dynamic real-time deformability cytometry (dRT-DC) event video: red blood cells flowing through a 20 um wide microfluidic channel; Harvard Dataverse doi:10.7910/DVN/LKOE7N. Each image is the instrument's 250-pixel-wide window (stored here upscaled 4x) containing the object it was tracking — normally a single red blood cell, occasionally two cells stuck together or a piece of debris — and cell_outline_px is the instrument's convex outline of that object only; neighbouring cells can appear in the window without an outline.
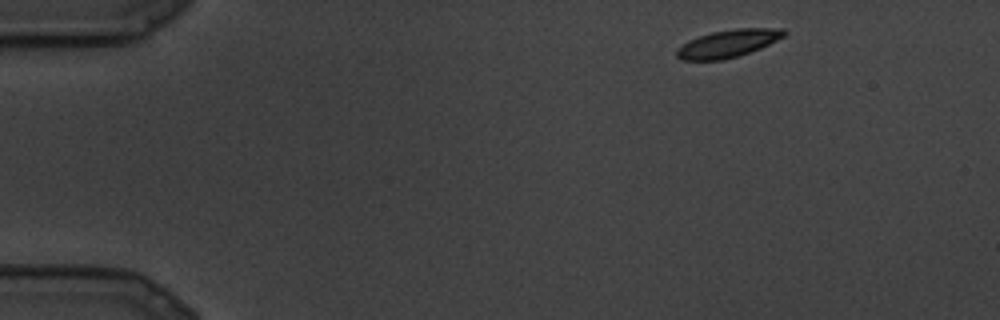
{"species": "common noctule bat (a hibernating species)", "species_latin": "Nyctalus noctula", "temperature_condition": "cold", "stored_images_in_passage": 14, "camera_frame_rate_fps": 3000, "um_per_image_px": 0.085, "animal": {"sex": "male", "body_mass_g": 19.5, "forearm_length_mm": 54.6}, "frame": {"image": 1, "passage_image": 1, "time_ms": 0.0, "image_size_px": [1000, 320], "cell_outline_px": [[788, 32], [784, 36], [760, 48], [724, 60], [680, 60], [676, 56], [676, 48], [688, 40], [712, 32], [736, 28], [784, 28]], "centroid_in_image_um": [61.86, 3.69], "position_along_channel_um": 23.1, "area_um2": 17.22}}
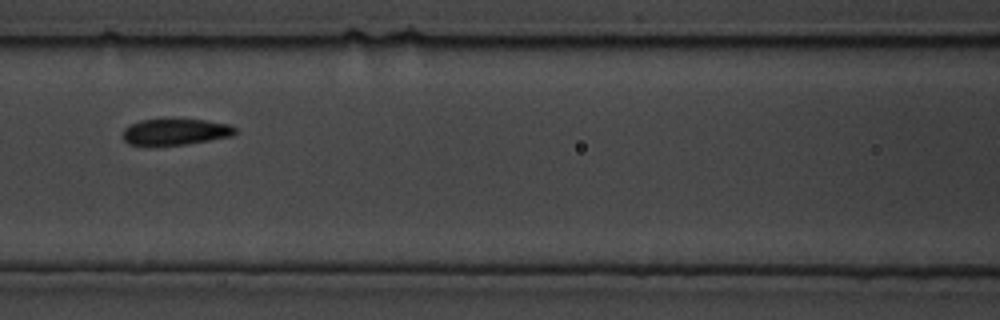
{"frame": {"image": 2, "passage_image": 10, "time_ms": 3.0, "image_size_px": [1000, 320], "cell_outline_px": [[236, 132], [232, 136], [184, 144], [152, 148], [148, 148], [128, 144], [124, 140], [124, 128], [140, 120], [204, 120], [228, 124], [236, 128]], "centroid_in_image_um": [14.84, 11.26], "position_along_channel_um": 151.8, "area_um2": 17.4}}
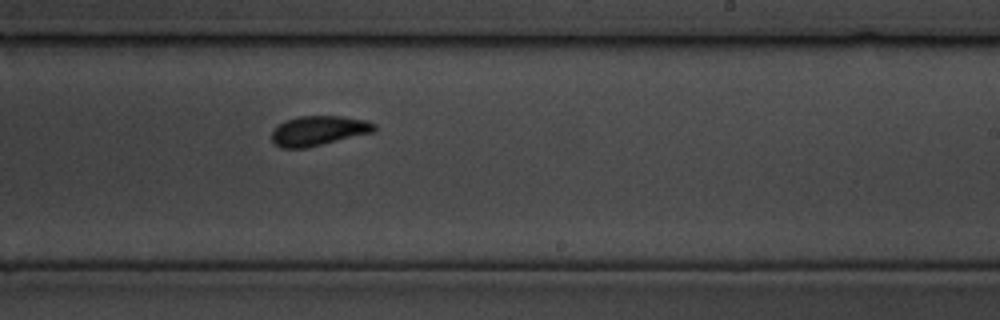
{"frame": {"image": 3, "passage_image": 14, "time_ms": 4.333, "image_size_px": [1000, 320], "cell_outline_px": [[376, 128], [372, 132], [304, 148], [280, 148], [272, 140], [272, 132], [280, 124], [288, 120], [300, 116], [340, 116], [364, 120], [376, 124]], "centroid_in_image_um": [27.07, 11.11], "position_along_channel_um": 261.9, "area_um2": 17.28}}